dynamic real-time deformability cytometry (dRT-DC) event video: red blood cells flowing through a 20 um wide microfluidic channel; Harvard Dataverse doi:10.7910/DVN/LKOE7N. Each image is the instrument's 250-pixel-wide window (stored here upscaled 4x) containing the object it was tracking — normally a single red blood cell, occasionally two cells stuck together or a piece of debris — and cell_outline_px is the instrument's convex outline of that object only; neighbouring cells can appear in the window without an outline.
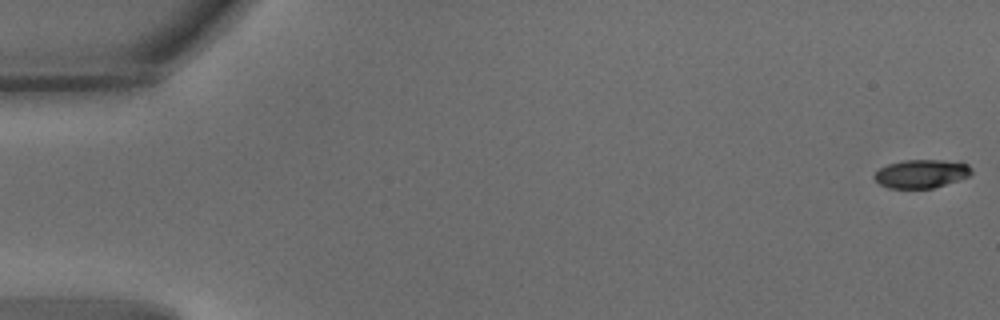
{"species": "common noctule bat (a hibernating species)", "species_latin": "Nyctalus noctula", "temperature_condition": "warm", "stored_images_in_passage": 11, "camera_frame_rate_fps": 3000, "um_per_image_px": 0.085, "animal": {"sex": "male", "body_mass_g": 15.6}, "frame": {"image": 1, "passage_image": 1, "time_ms": 0.0, "image_size_px": [1000, 320], "cell_outline_px": [[972, 172], [968, 176], [932, 188], [888, 188], [880, 184], [872, 176], [880, 168], [888, 164], [904, 160], [940, 160], [968, 164], [972, 168]], "centroid_in_image_um": [78.28, 14.76], "position_along_channel_um": 6.7, "area_um2": 15.84}}